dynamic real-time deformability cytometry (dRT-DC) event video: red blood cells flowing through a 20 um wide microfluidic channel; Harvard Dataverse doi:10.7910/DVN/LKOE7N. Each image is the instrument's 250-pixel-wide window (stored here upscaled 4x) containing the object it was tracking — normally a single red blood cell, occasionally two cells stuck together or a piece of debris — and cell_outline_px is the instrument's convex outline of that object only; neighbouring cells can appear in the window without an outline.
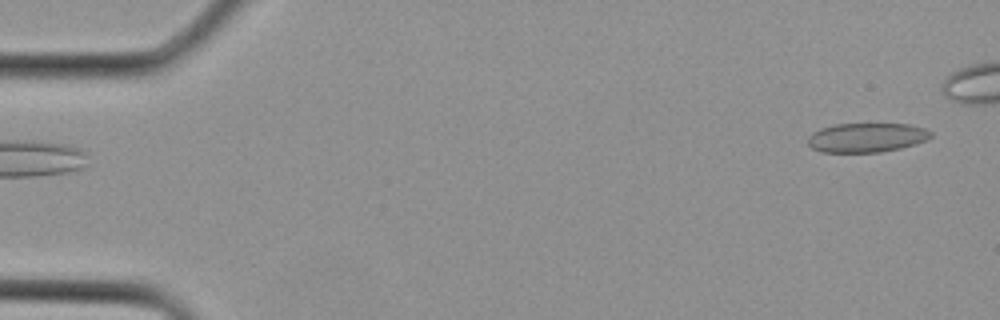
{"species": "Egyptian fruit bat (a non-hibernating species)", "species_latin": "Rousettus aegyptiacus", "temperature_condition": "cold", "stored_images_in_passage": 3, "camera_frame_rate_fps": 3000, "um_per_image_px": 0.085, "animal": {"sex": "female"}, "frame": {"image": 1, "passage_image": 3, "time_ms": 0.667, "image_size_px": [1000, 320], "cell_outline_px": [[932, 136], [924, 140], [900, 148], [880, 152], [820, 152], [812, 148], [808, 144], [808, 136], [812, 132], [820, 128], [836, 124], [908, 124], [924, 128], [932, 132]], "centroid_in_image_um": [73.61, 11.69], "position_along_channel_um": 11.4, "area_um2": 20.87}}